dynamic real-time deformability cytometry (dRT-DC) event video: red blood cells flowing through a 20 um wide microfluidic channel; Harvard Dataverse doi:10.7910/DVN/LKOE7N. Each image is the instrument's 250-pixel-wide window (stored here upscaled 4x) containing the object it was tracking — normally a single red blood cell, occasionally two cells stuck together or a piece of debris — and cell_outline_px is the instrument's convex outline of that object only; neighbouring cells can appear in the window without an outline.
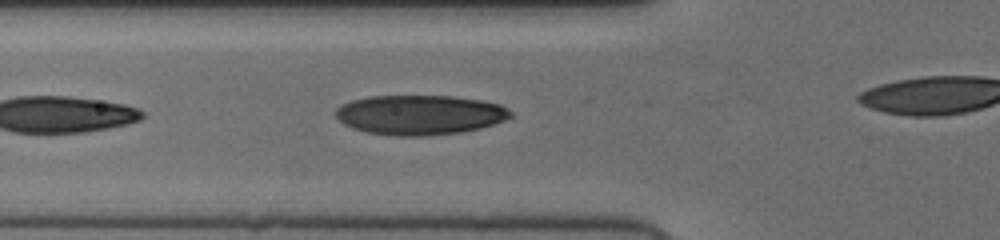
{"species": "human", "species_latin": "Homo sapiens", "temperature_condition": "cold", "stored_images_in_passage": 9, "camera_frame_rate_fps": 3000, "um_per_image_px": 0.085, "donor": {"sex": "female"}, "frame": {"image": 1, "passage_image": 4, "time_ms": 1.0, "image_size_px": [1000, 240], "cell_outline_px": [[512, 116], [504, 120], [480, 128], [464, 132], [428, 136], [392, 136], [364, 132], [352, 128], [344, 124], [336, 116], [336, 108], [340, 104], [352, 100], [368, 96], [452, 96], [480, 100], [500, 104], [508, 108], [512, 112]], "centroid_in_image_um": [35.66, 9.77], "position_along_channel_um": 90.1, "area_um2": 40.81}}
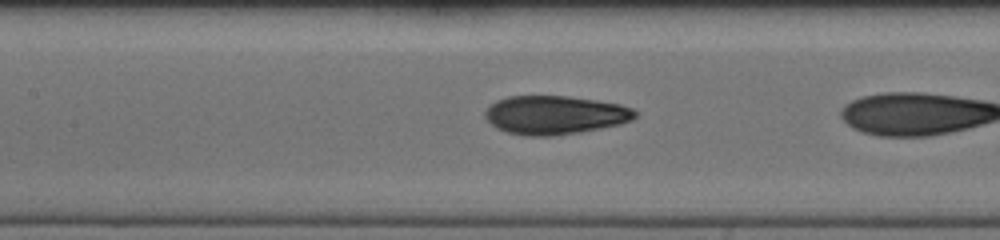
{"frame": {"image": 2, "passage_image": 7, "time_ms": 2.0, "image_size_px": [1000, 240], "cell_outline_px": [[636, 116], [632, 120], [620, 124], [580, 132], [552, 136], [524, 136], [508, 132], [496, 128], [484, 116], [484, 112], [496, 100], [508, 96], [568, 96], [596, 100], [620, 104], [632, 108], [636, 112]], "centroid_in_image_um": [47.16, 9.77], "position_along_channel_um": 160.2, "area_um2": 33.76}}